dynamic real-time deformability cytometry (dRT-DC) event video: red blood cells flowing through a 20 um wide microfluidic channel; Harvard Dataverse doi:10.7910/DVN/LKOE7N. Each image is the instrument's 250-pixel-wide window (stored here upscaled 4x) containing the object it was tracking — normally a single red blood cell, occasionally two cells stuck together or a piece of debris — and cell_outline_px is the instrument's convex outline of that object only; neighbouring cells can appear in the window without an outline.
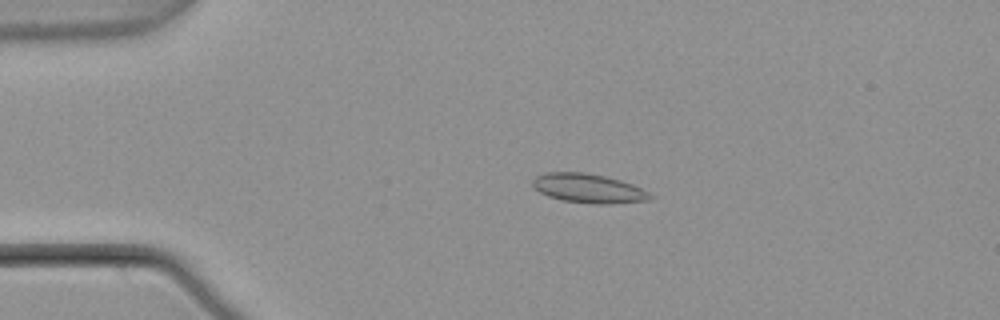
{"species": "common noctule bat (a hibernating species)", "species_latin": "Nyctalus noctula", "temperature_condition": "warm", "stored_images_in_passage": 4, "camera_frame_rate_fps": 3000, "um_per_image_px": 0.085, "animal": {"sex": "male", "body_mass_g": 21.5, "forearm_length_mm": 52.0}, "frame": {"image": 1, "passage_image": 3, "time_ms": 0.667, "image_size_px": [1000, 320], "cell_outline_px": [[656, 196], [648, 200], [608, 204], [596, 204], [560, 200], [548, 196], [540, 192], [532, 184], [532, 180], [536, 176], [544, 172], [584, 172], [604, 176], [620, 180], [632, 184]], "centroid_in_image_um": [50.01, 16.01], "position_along_channel_um": 35.0, "area_um2": 19.94}}